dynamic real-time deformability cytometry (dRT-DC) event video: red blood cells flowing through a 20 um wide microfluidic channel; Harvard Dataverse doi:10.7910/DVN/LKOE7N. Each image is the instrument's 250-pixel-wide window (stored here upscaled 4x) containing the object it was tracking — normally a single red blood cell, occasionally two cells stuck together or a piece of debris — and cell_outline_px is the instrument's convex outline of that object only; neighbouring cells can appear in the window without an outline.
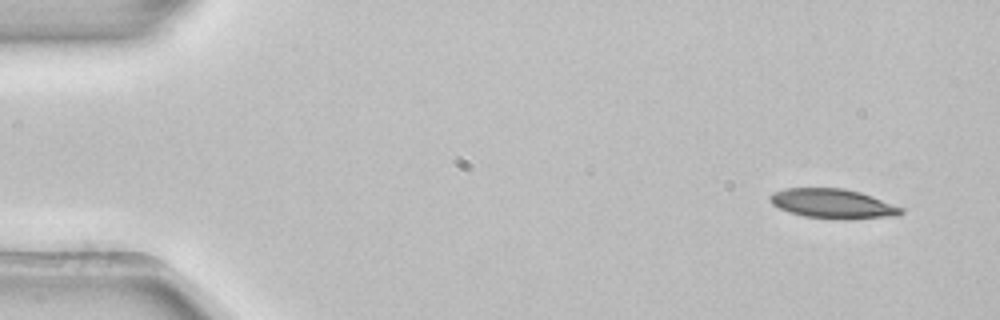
{"species": "common noctule bat (a hibernating species)", "species_latin": "Nyctalus noctula", "temperature_condition": "room temperature", "stored_images_in_passage": 3, "camera_frame_rate_fps": 3000, "um_per_image_px": 0.085, "animal": {"sex": "female", "body_mass_g": 22.7, "forearm_length_mm": 54.2}, "frame": {"image": 1, "passage_image": 1, "time_ms": 0.0, "image_size_px": [1000, 320], "cell_outline_px": [[904, 212], [900, 216], [848, 220], [804, 216], [780, 208], [772, 204], [768, 196], [772, 192], [784, 188], [844, 188], [860, 192], [872, 196], [904, 208]], "centroid_in_image_um": [70.84, 17.31], "position_along_channel_um": 14.2, "area_um2": 22.77}}
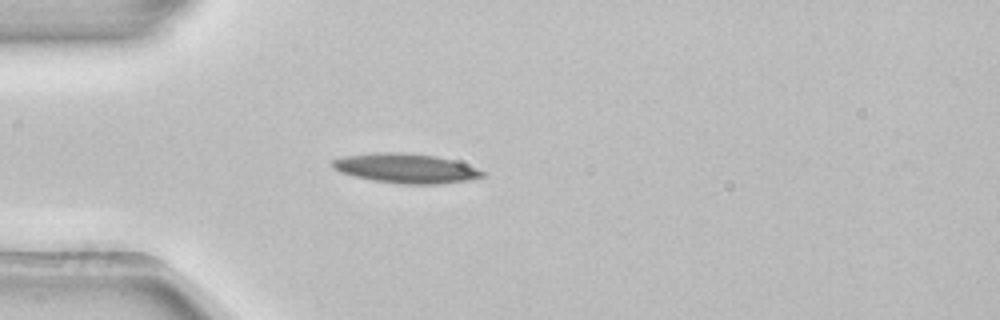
{"frame": {"image": 2, "passage_image": 3, "time_ms": 0.667, "image_size_px": [1000, 320], "cell_outline_px": [[484, 176], [468, 180], [440, 184], [400, 184], [372, 180], [340, 172], [332, 164], [332, 160], [344, 156], [376, 152], [404, 152], [436, 156], [452, 160], [464, 164], [484, 172]], "centroid_in_image_um": [34.48, 14.3], "position_along_channel_um": 50.5, "area_um2": 25.55}}